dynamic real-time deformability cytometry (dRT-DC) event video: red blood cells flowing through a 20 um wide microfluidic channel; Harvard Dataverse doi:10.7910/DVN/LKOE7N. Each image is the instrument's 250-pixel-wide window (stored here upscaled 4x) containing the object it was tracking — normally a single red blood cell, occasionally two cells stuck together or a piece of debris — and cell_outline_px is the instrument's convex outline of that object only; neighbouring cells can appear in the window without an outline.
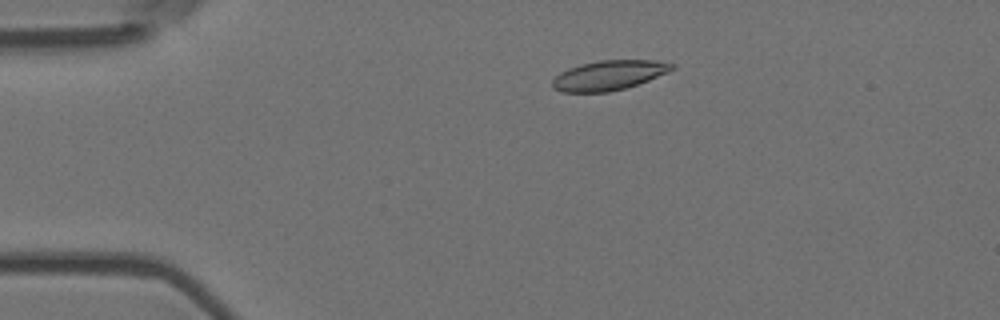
{"species": "Egyptian fruit bat (a non-hibernating species)", "species_latin": "Rousettus aegyptiacus", "temperature_condition": "room temperature", "stored_images_in_passage": 6, "camera_frame_rate_fps": 3000, "um_per_image_px": 0.085, "animal": {"sex": "female"}, "frame": {"image": 1, "passage_image": 3, "time_ms": 0.667, "image_size_px": [1000, 320], "cell_outline_px": [[676, 68], [668, 72], [648, 80], [624, 88], [608, 92], [560, 92], [552, 88], [552, 80], [560, 72], [568, 68], [580, 64], [600, 60], [656, 60], [676, 64]], "centroid_in_image_um": [51.74, 6.39], "position_along_channel_um": 33.3, "area_um2": 20.75}}
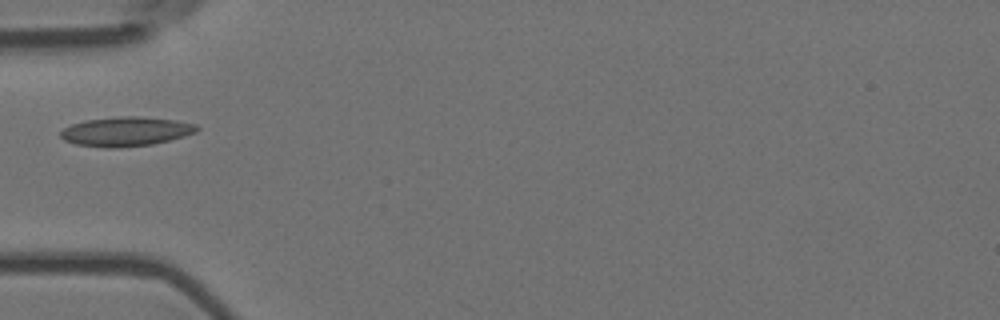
{"frame": {"image": 2, "passage_image": 5, "time_ms": 1.333, "image_size_px": [1000, 320], "cell_outline_px": [[200, 128], [196, 132], [184, 136], [152, 144], [120, 148], [104, 148], [76, 144], [64, 140], [60, 136], [60, 132], [64, 128], [72, 124], [84, 120], [120, 116], [140, 116], [176, 120], [196, 124]], "centroid_in_image_um": [10.69, 11.17], "position_along_channel_um": 74.3, "area_um2": 23.41}}
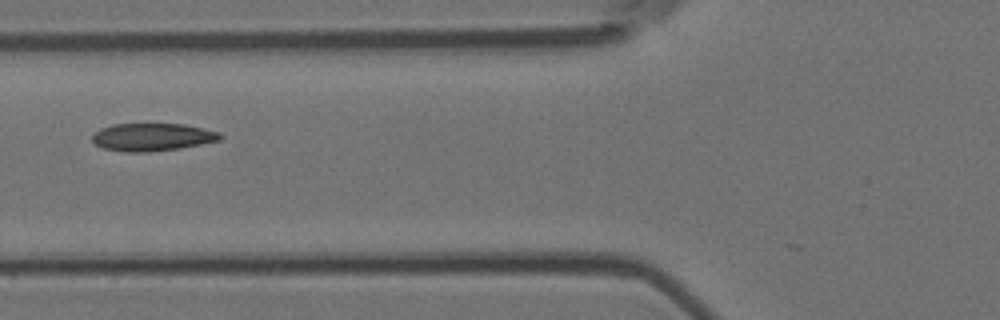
{"frame": {"image": 3, "passage_image": 6, "time_ms": 1.667, "image_size_px": [1000, 320], "cell_outline_px": [[224, 136], [220, 140], [180, 148], [148, 152], [124, 152], [104, 148], [96, 144], [92, 140], [92, 136], [100, 128], [112, 124], [184, 124], [220, 132]], "centroid_in_image_um": [12.95, 11.65], "position_along_channel_um": 112.8, "area_um2": 20.63}}